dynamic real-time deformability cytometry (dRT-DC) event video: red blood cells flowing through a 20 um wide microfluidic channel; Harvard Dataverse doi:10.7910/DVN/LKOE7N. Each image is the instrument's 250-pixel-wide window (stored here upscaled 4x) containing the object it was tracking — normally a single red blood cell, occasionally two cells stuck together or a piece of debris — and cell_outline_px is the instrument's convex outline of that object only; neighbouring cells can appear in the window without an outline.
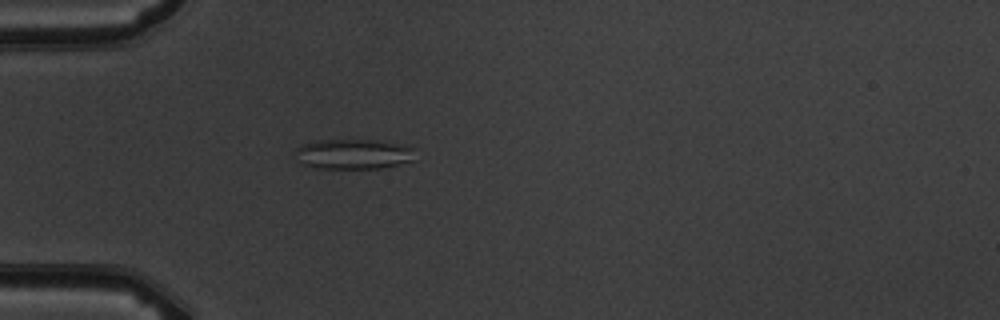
{"species": "common noctule bat (a hibernating species)", "species_latin": "Nyctalus noctula", "temperature_condition": "warm", "stored_images_in_passage": 5, "camera_frame_rate_fps": 3000, "um_per_image_px": 0.085, "animal": {"sex": "male", "body_mass_g": 19.5, "forearm_length_mm": 54.6}, "frame": {"image": 1, "passage_image": 5, "time_ms": 4.667, "image_size_px": [1000, 320], "cell_outline_px": [[412, 160], [380, 168], [316, 168], [300, 164], [296, 152], [296, 148], [304, 144], [316, 140], [376, 140], [404, 144], [412, 148]], "centroid_in_image_um": [29.99, 13.09], "position_along_channel_um": 55.0, "area_um2": 20.75}}